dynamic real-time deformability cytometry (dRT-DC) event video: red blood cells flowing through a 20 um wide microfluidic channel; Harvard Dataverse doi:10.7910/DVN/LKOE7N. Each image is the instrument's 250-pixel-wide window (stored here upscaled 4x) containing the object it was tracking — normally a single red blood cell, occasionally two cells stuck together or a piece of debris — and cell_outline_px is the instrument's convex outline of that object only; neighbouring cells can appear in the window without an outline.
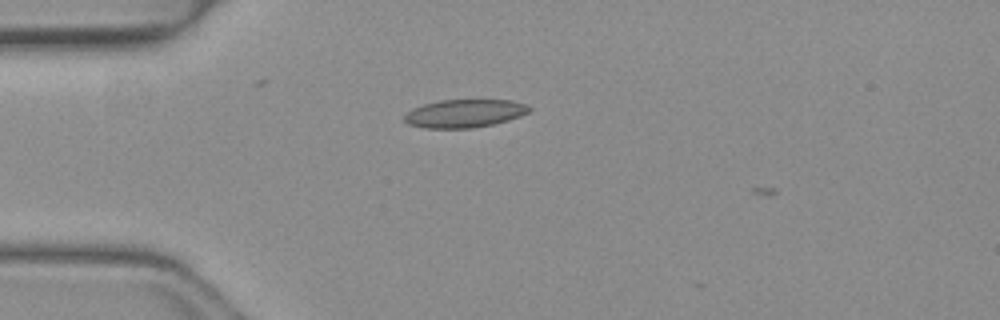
{"species": "common noctule bat (a hibernating species)", "species_latin": "Nyctalus noctula", "temperature_condition": "warm", "stored_images_in_passage": 2, "camera_frame_rate_fps": 3000, "um_per_image_px": 0.085, "animal": {"sex": "female", "body_mass_g": 19.3, "forearm_length_mm": 54.1}, "frame": {"image": 1, "passage_image": 1, "time_ms": 0.0, "image_size_px": [1000, 320], "cell_outline_px": [[532, 108], [528, 112], [520, 116], [508, 120], [492, 124], [472, 128], [424, 128], [408, 124], [404, 120], [404, 116], [412, 108], [424, 104], [440, 100], [512, 100], [524, 104]], "centroid_in_image_um": [39.47, 9.64], "position_along_channel_um": 45.5, "area_um2": 20.35}}